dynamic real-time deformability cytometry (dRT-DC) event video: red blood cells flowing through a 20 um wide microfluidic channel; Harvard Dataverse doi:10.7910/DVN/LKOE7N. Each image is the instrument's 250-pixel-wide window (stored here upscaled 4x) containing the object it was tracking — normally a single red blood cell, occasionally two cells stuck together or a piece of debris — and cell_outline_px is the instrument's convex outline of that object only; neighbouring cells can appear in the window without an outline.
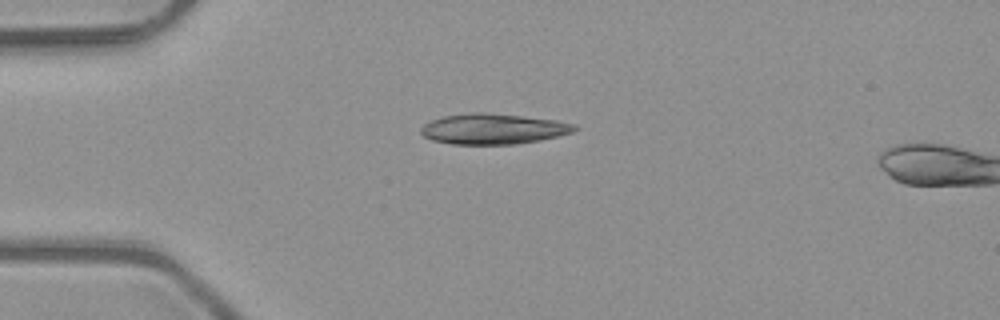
{"species": "common noctule bat (a hibernating species)", "species_latin": "Nyctalus noctula", "temperature_condition": "room temperature", "stored_images_in_passage": 4, "camera_frame_rate_fps": 3000, "um_per_image_px": 0.085, "animal": {"sex": "male", "body_mass_g": 23.1, "forearm_length_mm": 52.7}, "frame": {"image": 1, "passage_image": 3, "time_ms": 0.667, "image_size_px": [1000, 320], "cell_outline_px": [[576, 128], [572, 132], [540, 140], [516, 144], [452, 144], [432, 140], [424, 136], [420, 132], [420, 128], [424, 124], [432, 120], [444, 116], [472, 112], [480, 112], [520, 116], [556, 120], [572, 124]], "centroid_in_image_um": [41.86, 10.96], "position_along_channel_um": 43.1, "area_um2": 26.93}}